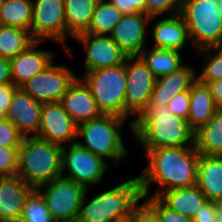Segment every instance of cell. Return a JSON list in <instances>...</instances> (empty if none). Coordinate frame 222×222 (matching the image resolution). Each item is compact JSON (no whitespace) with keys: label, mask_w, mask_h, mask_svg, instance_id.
I'll return each instance as SVG.
<instances>
[{"label":"cell","mask_w":222,"mask_h":222,"mask_svg":"<svg viewBox=\"0 0 222 222\" xmlns=\"http://www.w3.org/2000/svg\"><path fill=\"white\" fill-rule=\"evenodd\" d=\"M146 168L139 175L142 196L158 197L163 191L196 185L200 154L195 145L149 149ZM161 189L154 193L153 184Z\"/></svg>","instance_id":"obj_1"},{"label":"cell","mask_w":222,"mask_h":222,"mask_svg":"<svg viewBox=\"0 0 222 222\" xmlns=\"http://www.w3.org/2000/svg\"><path fill=\"white\" fill-rule=\"evenodd\" d=\"M128 127L144 152L149 149L185 147L194 144V132L187 120L170 112L167 105L148 102Z\"/></svg>","instance_id":"obj_2"},{"label":"cell","mask_w":222,"mask_h":222,"mask_svg":"<svg viewBox=\"0 0 222 222\" xmlns=\"http://www.w3.org/2000/svg\"><path fill=\"white\" fill-rule=\"evenodd\" d=\"M88 192L87 189L78 222H128L143 197L138 176L86 201Z\"/></svg>","instance_id":"obj_3"},{"label":"cell","mask_w":222,"mask_h":222,"mask_svg":"<svg viewBox=\"0 0 222 222\" xmlns=\"http://www.w3.org/2000/svg\"><path fill=\"white\" fill-rule=\"evenodd\" d=\"M34 189L62 175V146L37 136L24 137L17 174Z\"/></svg>","instance_id":"obj_4"},{"label":"cell","mask_w":222,"mask_h":222,"mask_svg":"<svg viewBox=\"0 0 222 222\" xmlns=\"http://www.w3.org/2000/svg\"><path fill=\"white\" fill-rule=\"evenodd\" d=\"M125 121L127 119L117 115L102 114L80 123L77 125V142L108 163L112 159L113 166H117L130 153L120 131ZM80 137L83 143L78 141Z\"/></svg>","instance_id":"obj_5"},{"label":"cell","mask_w":222,"mask_h":222,"mask_svg":"<svg viewBox=\"0 0 222 222\" xmlns=\"http://www.w3.org/2000/svg\"><path fill=\"white\" fill-rule=\"evenodd\" d=\"M218 0H184L180 15L186 22L192 48L217 47L222 42Z\"/></svg>","instance_id":"obj_6"},{"label":"cell","mask_w":222,"mask_h":222,"mask_svg":"<svg viewBox=\"0 0 222 222\" xmlns=\"http://www.w3.org/2000/svg\"><path fill=\"white\" fill-rule=\"evenodd\" d=\"M79 78L89 88L102 114L125 118V63L111 68L83 72Z\"/></svg>","instance_id":"obj_7"},{"label":"cell","mask_w":222,"mask_h":222,"mask_svg":"<svg viewBox=\"0 0 222 222\" xmlns=\"http://www.w3.org/2000/svg\"><path fill=\"white\" fill-rule=\"evenodd\" d=\"M55 222L77 221L87 188L62 176L35 189Z\"/></svg>","instance_id":"obj_8"},{"label":"cell","mask_w":222,"mask_h":222,"mask_svg":"<svg viewBox=\"0 0 222 222\" xmlns=\"http://www.w3.org/2000/svg\"><path fill=\"white\" fill-rule=\"evenodd\" d=\"M110 163L94 155L77 141L62 147V177L72 180L87 189L102 184ZM68 174L65 175V171Z\"/></svg>","instance_id":"obj_9"},{"label":"cell","mask_w":222,"mask_h":222,"mask_svg":"<svg viewBox=\"0 0 222 222\" xmlns=\"http://www.w3.org/2000/svg\"><path fill=\"white\" fill-rule=\"evenodd\" d=\"M31 35L35 41L55 40L71 57V49L65 44L64 0H32Z\"/></svg>","instance_id":"obj_10"},{"label":"cell","mask_w":222,"mask_h":222,"mask_svg":"<svg viewBox=\"0 0 222 222\" xmlns=\"http://www.w3.org/2000/svg\"><path fill=\"white\" fill-rule=\"evenodd\" d=\"M78 76L66 65L53 62L19 88L42 103L60 102L63 95Z\"/></svg>","instance_id":"obj_11"},{"label":"cell","mask_w":222,"mask_h":222,"mask_svg":"<svg viewBox=\"0 0 222 222\" xmlns=\"http://www.w3.org/2000/svg\"><path fill=\"white\" fill-rule=\"evenodd\" d=\"M127 76L125 119L137 116L150 101L156 77L139 56H128L125 61Z\"/></svg>","instance_id":"obj_12"},{"label":"cell","mask_w":222,"mask_h":222,"mask_svg":"<svg viewBox=\"0 0 222 222\" xmlns=\"http://www.w3.org/2000/svg\"><path fill=\"white\" fill-rule=\"evenodd\" d=\"M84 46V72L124 64L128 55L107 35L80 33L73 37Z\"/></svg>","instance_id":"obj_13"},{"label":"cell","mask_w":222,"mask_h":222,"mask_svg":"<svg viewBox=\"0 0 222 222\" xmlns=\"http://www.w3.org/2000/svg\"><path fill=\"white\" fill-rule=\"evenodd\" d=\"M44 140L64 146L77 141V124L64 110L61 102L42 104L41 125L37 134Z\"/></svg>","instance_id":"obj_14"},{"label":"cell","mask_w":222,"mask_h":222,"mask_svg":"<svg viewBox=\"0 0 222 222\" xmlns=\"http://www.w3.org/2000/svg\"><path fill=\"white\" fill-rule=\"evenodd\" d=\"M155 19L144 13L123 15L109 36L128 56H138L146 47V26Z\"/></svg>","instance_id":"obj_15"},{"label":"cell","mask_w":222,"mask_h":222,"mask_svg":"<svg viewBox=\"0 0 222 222\" xmlns=\"http://www.w3.org/2000/svg\"><path fill=\"white\" fill-rule=\"evenodd\" d=\"M42 104L19 88L6 111V119L14 124L24 137L37 136L41 125Z\"/></svg>","instance_id":"obj_16"},{"label":"cell","mask_w":222,"mask_h":222,"mask_svg":"<svg viewBox=\"0 0 222 222\" xmlns=\"http://www.w3.org/2000/svg\"><path fill=\"white\" fill-rule=\"evenodd\" d=\"M40 43L42 41H35L25 51L9 59L11 79L14 86L19 88L54 62L55 53L36 49Z\"/></svg>","instance_id":"obj_17"},{"label":"cell","mask_w":222,"mask_h":222,"mask_svg":"<svg viewBox=\"0 0 222 222\" xmlns=\"http://www.w3.org/2000/svg\"><path fill=\"white\" fill-rule=\"evenodd\" d=\"M35 189L18 175L0 177V211L7 222H19L25 202Z\"/></svg>","instance_id":"obj_18"},{"label":"cell","mask_w":222,"mask_h":222,"mask_svg":"<svg viewBox=\"0 0 222 222\" xmlns=\"http://www.w3.org/2000/svg\"><path fill=\"white\" fill-rule=\"evenodd\" d=\"M60 102L77 125L102 115L91 91L79 77L69 86Z\"/></svg>","instance_id":"obj_19"},{"label":"cell","mask_w":222,"mask_h":222,"mask_svg":"<svg viewBox=\"0 0 222 222\" xmlns=\"http://www.w3.org/2000/svg\"><path fill=\"white\" fill-rule=\"evenodd\" d=\"M152 26L151 35L155 48L181 52L186 45H191L186 22L180 14L166 15Z\"/></svg>","instance_id":"obj_20"},{"label":"cell","mask_w":222,"mask_h":222,"mask_svg":"<svg viewBox=\"0 0 222 222\" xmlns=\"http://www.w3.org/2000/svg\"><path fill=\"white\" fill-rule=\"evenodd\" d=\"M190 66L185 64L177 71L156 78L149 102L156 105H168L175 95L189 90L197 80V71Z\"/></svg>","instance_id":"obj_21"},{"label":"cell","mask_w":222,"mask_h":222,"mask_svg":"<svg viewBox=\"0 0 222 222\" xmlns=\"http://www.w3.org/2000/svg\"><path fill=\"white\" fill-rule=\"evenodd\" d=\"M196 185L209 201H222V156L200 154Z\"/></svg>","instance_id":"obj_22"},{"label":"cell","mask_w":222,"mask_h":222,"mask_svg":"<svg viewBox=\"0 0 222 222\" xmlns=\"http://www.w3.org/2000/svg\"><path fill=\"white\" fill-rule=\"evenodd\" d=\"M217 111L214 99L207 84L196 80L190 88V108L187 123L195 132L205 125Z\"/></svg>","instance_id":"obj_23"},{"label":"cell","mask_w":222,"mask_h":222,"mask_svg":"<svg viewBox=\"0 0 222 222\" xmlns=\"http://www.w3.org/2000/svg\"><path fill=\"white\" fill-rule=\"evenodd\" d=\"M158 198L168 208L190 218L208 201L197 185L165 190Z\"/></svg>","instance_id":"obj_24"},{"label":"cell","mask_w":222,"mask_h":222,"mask_svg":"<svg viewBox=\"0 0 222 222\" xmlns=\"http://www.w3.org/2000/svg\"><path fill=\"white\" fill-rule=\"evenodd\" d=\"M97 0H64L65 6V43L67 36L85 32L96 7Z\"/></svg>","instance_id":"obj_25"},{"label":"cell","mask_w":222,"mask_h":222,"mask_svg":"<svg viewBox=\"0 0 222 222\" xmlns=\"http://www.w3.org/2000/svg\"><path fill=\"white\" fill-rule=\"evenodd\" d=\"M194 145L199 154L222 156V109L194 132Z\"/></svg>","instance_id":"obj_26"},{"label":"cell","mask_w":222,"mask_h":222,"mask_svg":"<svg viewBox=\"0 0 222 222\" xmlns=\"http://www.w3.org/2000/svg\"><path fill=\"white\" fill-rule=\"evenodd\" d=\"M156 78L177 71L185 65L179 51L146 47L138 55Z\"/></svg>","instance_id":"obj_27"},{"label":"cell","mask_w":222,"mask_h":222,"mask_svg":"<svg viewBox=\"0 0 222 222\" xmlns=\"http://www.w3.org/2000/svg\"><path fill=\"white\" fill-rule=\"evenodd\" d=\"M34 42L30 31L0 25V57L11 59L25 51Z\"/></svg>","instance_id":"obj_28"},{"label":"cell","mask_w":222,"mask_h":222,"mask_svg":"<svg viewBox=\"0 0 222 222\" xmlns=\"http://www.w3.org/2000/svg\"><path fill=\"white\" fill-rule=\"evenodd\" d=\"M123 15L108 0L97 1L90 25L84 33L109 36Z\"/></svg>","instance_id":"obj_29"},{"label":"cell","mask_w":222,"mask_h":222,"mask_svg":"<svg viewBox=\"0 0 222 222\" xmlns=\"http://www.w3.org/2000/svg\"><path fill=\"white\" fill-rule=\"evenodd\" d=\"M32 0H5L0 11V25L26 29L31 33Z\"/></svg>","instance_id":"obj_30"},{"label":"cell","mask_w":222,"mask_h":222,"mask_svg":"<svg viewBox=\"0 0 222 222\" xmlns=\"http://www.w3.org/2000/svg\"><path fill=\"white\" fill-rule=\"evenodd\" d=\"M197 56H202L204 68L197 80L203 84L222 79V50L217 47H209L194 51Z\"/></svg>","instance_id":"obj_31"},{"label":"cell","mask_w":222,"mask_h":222,"mask_svg":"<svg viewBox=\"0 0 222 222\" xmlns=\"http://www.w3.org/2000/svg\"><path fill=\"white\" fill-rule=\"evenodd\" d=\"M19 222H55L41 195L34 190L25 202Z\"/></svg>","instance_id":"obj_32"},{"label":"cell","mask_w":222,"mask_h":222,"mask_svg":"<svg viewBox=\"0 0 222 222\" xmlns=\"http://www.w3.org/2000/svg\"><path fill=\"white\" fill-rule=\"evenodd\" d=\"M142 200L160 222H192V218L168 208L158 197L143 196Z\"/></svg>","instance_id":"obj_33"},{"label":"cell","mask_w":222,"mask_h":222,"mask_svg":"<svg viewBox=\"0 0 222 222\" xmlns=\"http://www.w3.org/2000/svg\"><path fill=\"white\" fill-rule=\"evenodd\" d=\"M184 0H146V15L150 17L180 14Z\"/></svg>","instance_id":"obj_34"},{"label":"cell","mask_w":222,"mask_h":222,"mask_svg":"<svg viewBox=\"0 0 222 222\" xmlns=\"http://www.w3.org/2000/svg\"><path fill=\"white\" fill-rule=\"evenodd\" d=\"M19 147L0 146V177L15 176L18 171Z\"/></svg>","instance_id":"obj_35"},{"label":"cell","mask_w":222,"mask_h":222,"mask_svg":"<svg viewBox=\"0 0 222 222\" xmlns=\"http://www.w3.org/2000/svg\"><path fill=\"white\" fill-rule=\"evenodd\" d=\"M24 136L8 119L0 121V146L20 147Z\"/></svg>","instance_id":"obj_36"},{"label":"cell","mask_w":222,"mask_h":222,"mask_svg":"<svg viewBox=\"0 0 222 222\" xmlns=\"http://www.w3.org/2000/svg\"><path fill=\"white\" fill-rule=\"evenodd\" d=\"M167 106L173 115L187 120L190 108V89L175 95Z\"/></svg>","instance_id":"obj_37"},{"label":"cell","mask_w":222,"mask_h":222,"mask_svg":"<svg viewBox=\"0 0 222 222\" xmlns=\"http://www.w3.org/2000/svg\"><path fill=\"white\" fill-rule=\"evenodd\" d=\"M124 15L144 13L146 14V0H108Z\"/></svg>","instance_id":"obj_38"},{"label":"cell","mask_w":222,"mask_h":222,"mask_svg":"<svg viewBox=\"0 0 222 222\" xmlns=\"http://www.w3.org/2000/svg\"><path fill=\"white\" fill-rule=\"evenodd\" d=\"M192 222H216L215 203L205 202L192 217Z\"/></svg>","instance_id":"obj_39"},{"label":"cell","mask_w":222,"mask_h":222,"mask_svg":"<svg viewBox=\"0 0 222 222\" xmlns=\"http://www.w3.org/2000/svg\"><path fill=\"white\" fill-rule=\"evenodd\" d=\"M128 222H160L157 216L142 202L133 212Z\"/></svg>","instance_id":"obj_40"},{"label":"cell","mask_w":222,"mask_h":222,"mask_svg":"<svg viewBox=\"0 0 222 222\" xmlns=\"http://www.w3.org/2000/svg\"><path fill=\"white\" fill-rule=\"evenodd\" d=\"M217 109H222V79L207 83Z\"/></svg>","instance_id":"obj_41"},{"label":"cell","mask_w":222,"mask_h":222,"mask_svg":"<svg viewBox=\"0 0 222 222\" xmlns=\"http://www.w3.org/2000/svg\"><path fill=\"white\" fill-rule=\"evenodd\" d=\"M12 83L10 60L5 57H0V85Z\"/></svg>","instance_id":"obj_42"},{"label":"cell","mask_w":222,"mask_h":222,"mask_svg":"<svg viewBox=\"0 0 222 222\" xmlns=\"http://www.w3.org/2000/svg\"><path fill=\"white\" fill-rule=\"evenodd\" d=\"M18 89L19 88L14 86L12 83L0 85V103H10L14 93Z\"/></svg>","instance_id":"obj_43"},{"label":"cell","mask_w":222,"mask_h":222,"mask_svg":"<svg viewBox=\"0 0 222 222\" xmlns=\"http://www.w3.org/2000/svg\"><path fill=\"white\" fill-rule=\"evenodd\" d=\"M216 222H222V201H215Z\"/></svg>","instance_id":"obj_44"},{"label":"cell","mask_w":222,"mask_h":222,"mask_svg":"<svg viewBox=\"0 0 222 222\" xmlns=\"http://www.w3.org/2000/svg\"><path fill=\"white\" fill-rule=\"evenodd\" d=\"M10 103H0V121L6 119V111Z\"/></svg>","instance_id":"obj_45"},{"label":"cell","mask_w":222,"mask_h":222,"mask_svg":"<svg viewBox=\"0 0 222 222\" xmlns=\"http://www.w3.org/2000/svg\"><path fill=\"white\" fill-rule=\"evenodd\" d=\"M217 10L219 11L220 16L222 17V0H218Z\"/></svg>","instance_id":"obj_46"},{"label":"cell","mask_w":222,"mask_h":222,"mask_svg":"<svg viewBox=\"0 0 222 222\" xmlns=\"http://www.w3.org/2000/svg\"><path fill=\"white\" fill-rule=\"evenodd\" d=\"M0 222H7V221L3 218V215H2V213H1V211H0Z\"/></svg>","instance_id":"obj_47"},{"label":"cell","mask_w":222,"mask_h":222,"mask_svg":"<svg viewBox=\"0 0 222 222\" xmlns=\"http://www.w3.org/2000/svg\"><path fill=\"white\" fill-rule=\"evenodd\" d=\"M4 1H5V0H0V11H1V9H2V6H3V4H4Z\"/></svg>","instance_id":"obj_48"},{"label":"cell","mask_w":222,"mask_h":222,"mask_svg":"<svg viewBox=\"0 0 222 222\" xmlns=\"http://www.w3.org/2000/svg\"><path fill=\"white\" fill-rule=\"evenodd\" d=\"M218 47L222 50V42H221V44Z\"/></svg>","instance_id":"obj_49"}]
</instances>
